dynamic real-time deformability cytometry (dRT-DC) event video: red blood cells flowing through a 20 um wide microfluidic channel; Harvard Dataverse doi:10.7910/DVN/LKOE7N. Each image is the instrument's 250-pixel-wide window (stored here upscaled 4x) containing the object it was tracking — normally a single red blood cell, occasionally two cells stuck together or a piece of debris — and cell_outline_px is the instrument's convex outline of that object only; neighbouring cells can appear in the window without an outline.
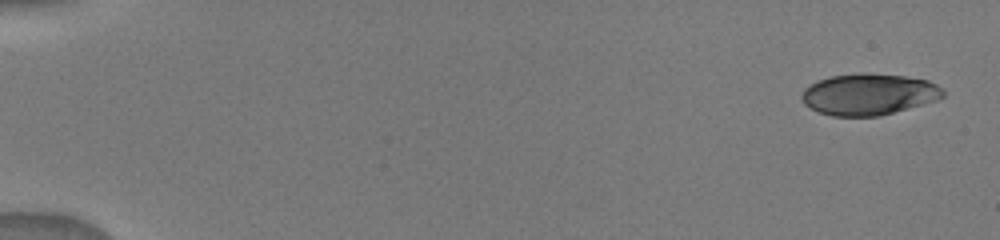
{"species": "human", "species_latin": "Homo sapiens", "temperature_condition": "warm", "stored_images_in_passage": 10, "camera_frame_rate_fps": 3000, "um_per_image_px": 0.085, "donor": {"sex": "male"}, "frame": {"image": 1, "passage_image": 1, "time_ms": 0.0, "image_size_px": [1000, 240], "cell_outline_px": [[944, 96], [936, 100], [880, 116], [832, 116], [816, 112], [804, 104], [800, 96], [804, 88], [820, 80], [832, 76], [860, 72], [904, 76], [928, 80], [936, 84], [944, 92]], "centroid_in_image_um": [73.81, 8.02], "position_along_channel_um": 11.2, "area_um2": 34.04}}
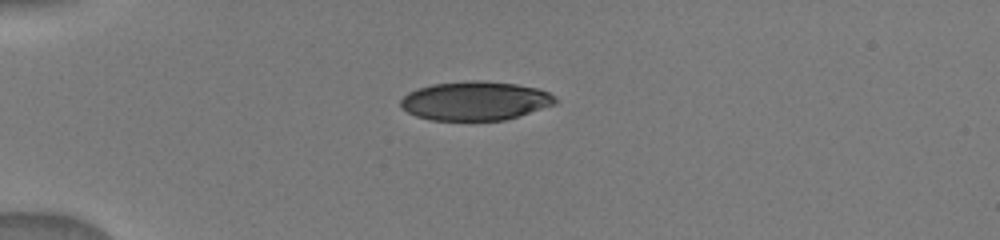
{"frame": {"image": 2, "passage_image": 7, "time_ms": 4.0, "image_size_px": [1000, 240], "cell_outline_px": [[556, 104], [504, 120], [428, 120], [416, 116], [400, 108], [400, 100], [408, 92], [432, 84], [468, 80], [484, 80], [516, 84], [540, 88], [556, 96]], "centroid_in_image_um": [40.39, 8.56], "position_along_channel_um": 44.6, "area_um2": 35.26}}
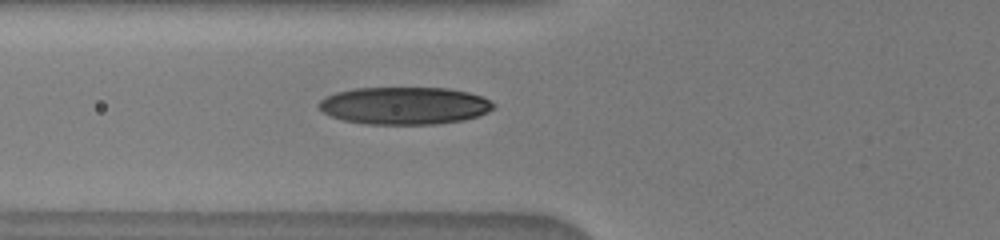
{"frame": {"image": 3, "passage_image": 10, "time_ms": 6.0, "image_size_px": [1000, 240], "cell_outline_px": [[496, 108], [480, 116], [464, 120], [436, 124], [368, 124], [344, 120], [332, 116], [324, 112], [316, 104], [324, 96], [336, 92], [352, 88], [448, 88], [468, 92], [484, 96], [496, 104]], "centroid_in_image_um": [34.42, 8.97], "position_along_channel_um": 91.4, "area_um2": 38.49}}